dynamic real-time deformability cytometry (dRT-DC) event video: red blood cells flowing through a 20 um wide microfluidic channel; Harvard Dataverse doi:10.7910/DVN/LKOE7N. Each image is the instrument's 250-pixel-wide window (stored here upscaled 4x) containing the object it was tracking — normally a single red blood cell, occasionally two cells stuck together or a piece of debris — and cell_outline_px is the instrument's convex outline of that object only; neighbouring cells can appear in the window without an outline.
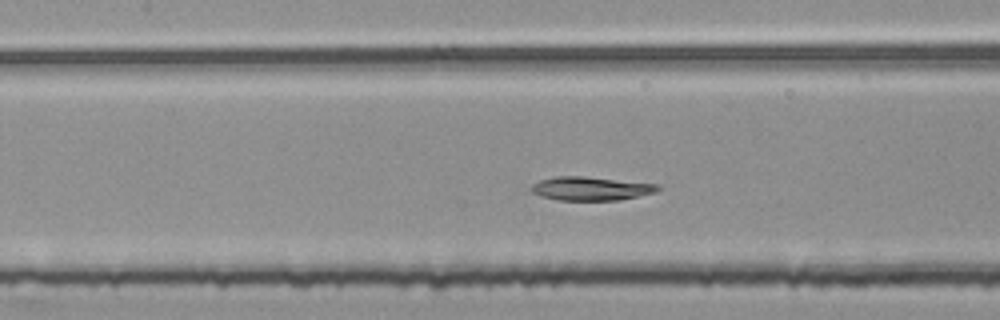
{"species": "common noctule bat (a hibernating species)", "species_latin": "Nyctalus noctula", "temperature_condition": "room temperature", "stored_images_in_passage": 36, "camera_frame_rate_fps": 3000, "um_per_image_px": 0.085, "animal": {"sex": "female", "body_mass_g": 25.1}, "frame": {"image": 1, "passage_image": 8, "time_ms": 2.333, "image_size_px": [1000, 320], "cell_outline_px": [[660, 188], [656, 192], [620, 200], [556, 200], [540, 196], [532, 192], [532, 184], [540, 180], [556, 176], [584, 176], [660, 184]], "centroid_in_image_um": [50.24, 16.02], "position_along_channel_um": 157.2, "area_um2": 17.51}}
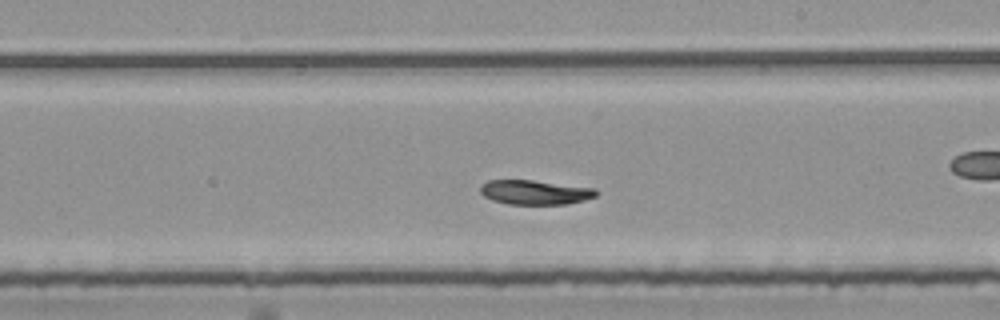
{"frame": {"image": 2, "passage_image": 15, "time_ms": 4.667, "image_size_px": [1000, 320], "cell_outline_px": [[600, 192], [596, 196], [584, 200], [568, 204], [508, 204], [492, 200], [484, 196], [480, 192], [480, 184], [488, 180], [532, 180], [596, 188]], "centroid_in_image_um": [45.48, 16.34], "position_along_channel_um": 243.5, "area_um2": 16.65}}
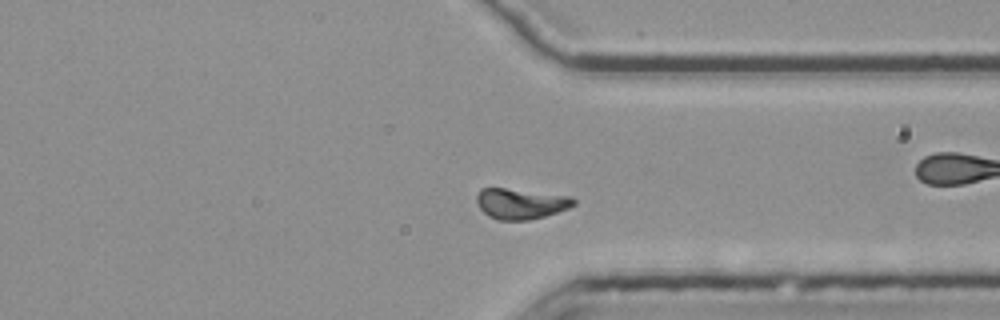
{"frame": {"image": 3, "passage_image": 25, "time_ms": 8.0, "image_size_px": [1000, 320], "cell_outline_px": [[576, 204], [568, 208], [544, 216], [528, 220], [496, 220], [488, 216], [476, 204], [476, 196], [480, 188], [504, 188], [568, 196], [576, 200]], "centroid_in_image_um": [44.21, 17.32], "position_along_channel_um": 367.2, "area_um2": 17.17}, "authors_computed_cell_mechanics": {"area_um2": 16.8487, "velocity_mm_per_s": 3.7307, "shape_relaxation_time_tau1_ms": 7.8666, "shape_relaxation_time_tau2_ms": null, "deformation_change_tau1": 0.2025, "deformation_change_tau2": null}}